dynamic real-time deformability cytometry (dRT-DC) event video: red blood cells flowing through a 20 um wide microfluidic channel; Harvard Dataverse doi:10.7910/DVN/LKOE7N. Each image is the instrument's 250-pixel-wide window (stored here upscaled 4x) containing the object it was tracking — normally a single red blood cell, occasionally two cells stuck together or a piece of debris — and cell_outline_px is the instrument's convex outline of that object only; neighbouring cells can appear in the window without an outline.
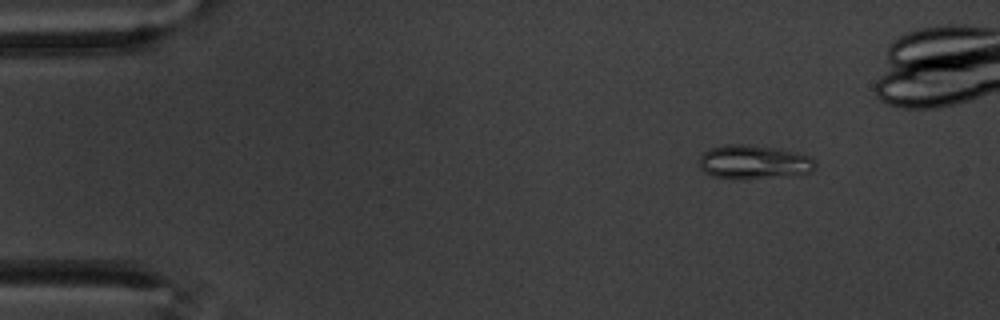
{"species": "common noctule bat (a hibernating species)", "species_latin": "Nyctalus noctula", "temperature_condition": "warm", "stored_images_in_passage": 49, "segment_of_instrument_passage": [1, 2], "camera_frame_rate_fps": 3000, "um_per_image_px": 0.085, "animal": {"sex": "male", "body_mass_g": 20.1, "forearm_length_mm": 53.5}, "frame": {"image": 1, "passage_image": 1, "time_ms": 0.0, "image_size_px": [1000, 320], "cell_outline_px": [[816, 168], [812, 172], [800, 176], [748, 180], [732, 180], [712, 176], [704, 172], [700, 168], [700, 156], [708, 148], [728, 144], [740, 144], [776, 148], [808, 156], [816, 160]], "centroid_in_image_um": [64.1, 13.83], "position_along_channel_um": 20.9, "area_um2": 23.76}}
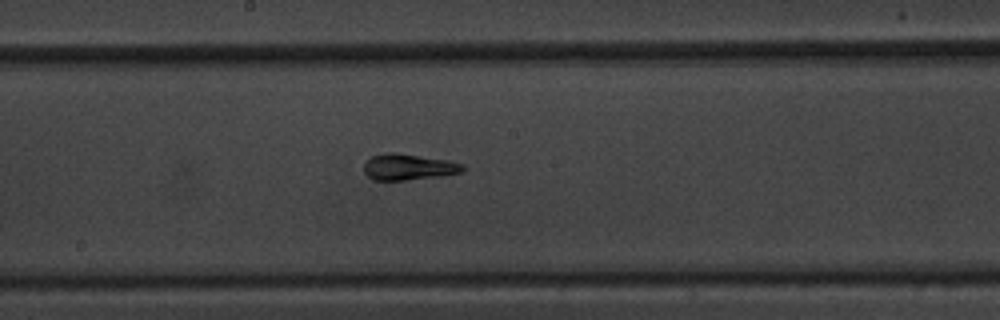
{"frame": {"image": 2, "passage_image": 25, "time_ms": 8.0, "image_size_px": [1000, 320], "cell_outline_px": [[464, 168], [460, 172], [444, 176], [404, 180], [372, 180], [364, 172], [364, 164], [372, 156], [388, 152], [396, 152], [448, 160], [464, 164]], "centroid_in_image_um": [34.72, 14.19], "position_along_channel_um": 213.5, "area_um2": 15.09}}
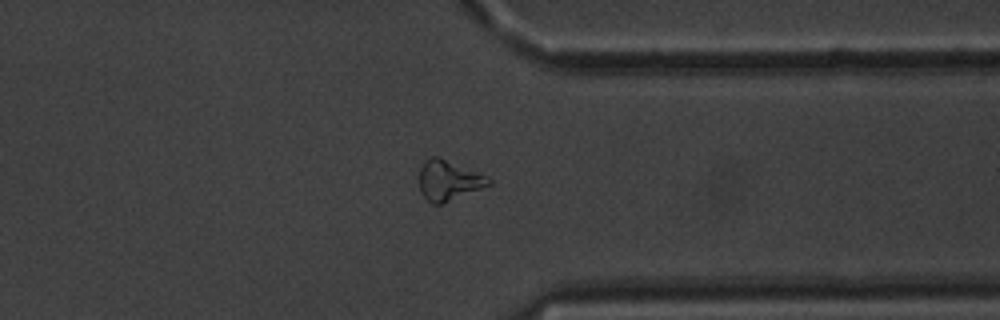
{"frame": {"image": 3, "passage_image": 39, "time_ms": 12.667, "image_size_px": [1000, 320], "cell_outline_px": [[492, 184], [440, 204], [432, 204], [420, 192], [420, 168], [424, 160], [432, 156], [436, 156], [488, 176], [492, 180]], "centroid_in_image_um": [38.13, 15.33], "position_along_channel_um": 373.3, "area_um2": 15.95}}